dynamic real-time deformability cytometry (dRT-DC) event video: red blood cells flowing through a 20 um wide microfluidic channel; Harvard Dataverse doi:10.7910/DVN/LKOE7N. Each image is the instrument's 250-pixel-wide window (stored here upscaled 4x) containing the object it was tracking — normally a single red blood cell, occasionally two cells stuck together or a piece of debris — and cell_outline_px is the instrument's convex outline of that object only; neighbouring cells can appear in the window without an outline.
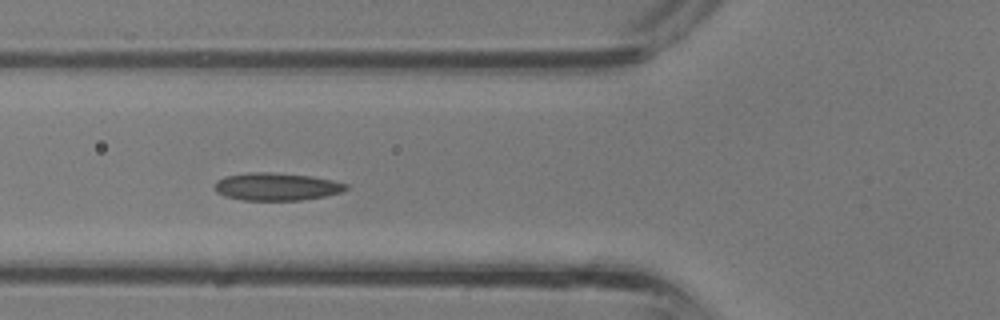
{"species": "common noctule bat (a hibernating species)", "species_latin": "Nyctalus noctula", "temperature_condition": "room temperature", "stored_images_in_passage": 30, "camera_frame_rate_fps": 3000, "um_per_image_px": 0.085, "animal": {"sex": "male", "body_mass_g": 13.3}, "frame": {"image": 1, "passage_image": 13, "time_ms": 4.0, "image_size_px": [1000, 320], "cell_outline_px": [[348, 188], [340, 192], [324, 196], [300, 200], [240, 200], [224, 196], [216, 192], [212, 188], [216, 180], [224, 176], [248, 172], [268, 172], [308, 176], [332, 180], [348, 184]], "centroid_in_image_um": [23.42, 15.86], "position_along_channel_um": 102.4, "area_um2": 21.21}}
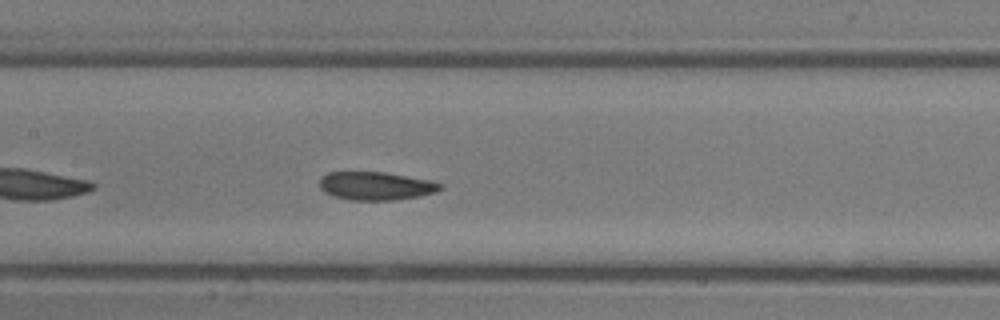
{"frame": {"image": 2, "passage_image": 17, "time_ms": 5.333, "image_size_px": [1000, 320], "cell_outline_px": [[444, 188], [436, 192], [420, 196], [392, 200], [348, 200], [332, 196], [324, 192], [320, 188], [320, 176], [328, 172], [384, 172], [432, 180], [444, 184]], "centroid_in_image_um": [31.96, 15.8], "position_along_channel_um": 175.4, "area_um2": 20.17}}
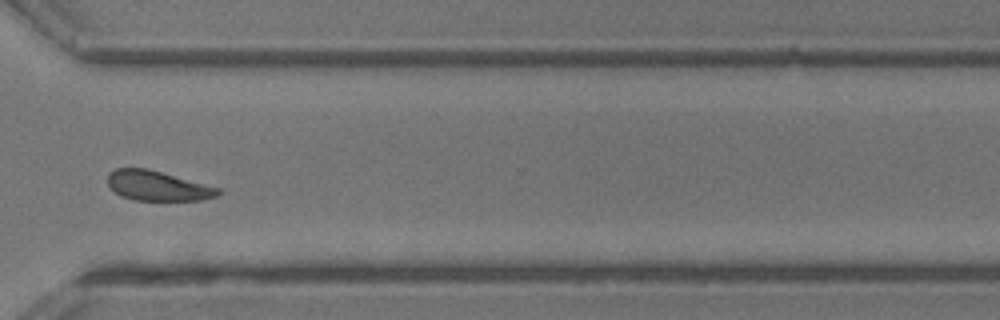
{"frame": {"image": 3, "passage_image": 27, "time_ms": 8.667, "image_size_px": [1000, 320], "cell_outline_px": [[224, 192], [220, 196], [200, 200], [132, 200], [120, 196], [108, 184], [108, 172], [116, 168], [144, 168], [160, 172], [220, 188]], "centroid_in_image_um": [13.42, 15.81], "position_along_channel_um": 357.2, "area_um2": 19.13}}